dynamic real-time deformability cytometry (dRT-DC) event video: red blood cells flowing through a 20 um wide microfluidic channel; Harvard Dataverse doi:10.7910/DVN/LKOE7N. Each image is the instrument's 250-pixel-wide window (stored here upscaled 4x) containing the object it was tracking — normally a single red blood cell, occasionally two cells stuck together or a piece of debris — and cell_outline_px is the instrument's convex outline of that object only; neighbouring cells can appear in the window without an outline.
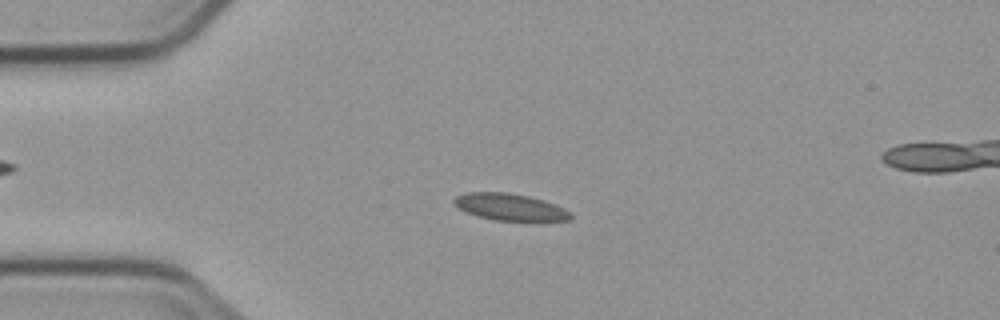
{"species": "common noctule bat (a hibernating species)", "species_latin": "Nyctalus noctula", "temperature_condition": "cold", "stored_images_in_passage": 5, "camera_frame_rate_fps": 3000, "um_per_image_px": 0.085, "animal": {"sex": "male", "body_mass_g": 23.1, "forearm_length_mm": 52.7}, "frame": {"image": 1, "passage_image": 3, "time_ms": 2.333, "image_size_px": [1000, 320], "cell_outline_px": [[572, 216], [568, 220], [492, 220], [476, 216], [460, 208], [452, 200], [456, 196], [468, 192], [508, 192], [528, 196], [544, 200], [564, 208], [572, 212]], "centroid_in_image_um": [43.35, 17.59], "position_along_channel_um": 41.7, "area_um2": 18.03}}